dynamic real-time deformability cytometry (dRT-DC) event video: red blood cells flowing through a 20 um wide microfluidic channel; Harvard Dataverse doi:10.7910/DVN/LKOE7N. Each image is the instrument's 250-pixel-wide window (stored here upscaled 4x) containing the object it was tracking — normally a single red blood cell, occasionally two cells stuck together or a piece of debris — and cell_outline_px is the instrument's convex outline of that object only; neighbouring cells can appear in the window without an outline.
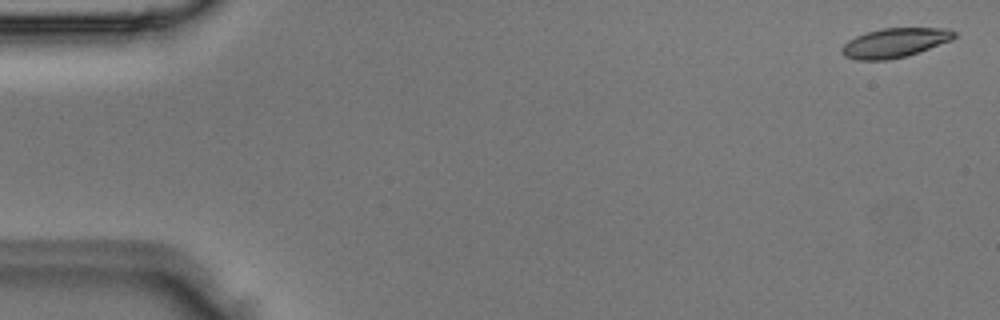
{"species": "Egyptian fruit bat (a non-hibernating species)", "species_latin": "Rousettus aegyptiacus", "temperature_condition": "room temperature", "stored_images_in_passage": 4, "camera_frame_rate_fps": 3000, "um_per_image_px": 0.085, "animal": {"sex": "male"}, "frame": {"image": 1, "passage_image": 1, "time_ms": 0.0, "image_size_px": [1000, 320], "cell_outline_px": [[956, 36], [952, 40], [920, 52], [908, 56], [888, 60], [856, 60], [844, 56], [840, 52], [840, 48], [848, 40], [856, 36], [880, 28], [948, 28], [956, 32]], "centroid_in_image_um": [76.05, 3.64], "position_along_channel_um": 8.9, "area_um2": 19.48}}
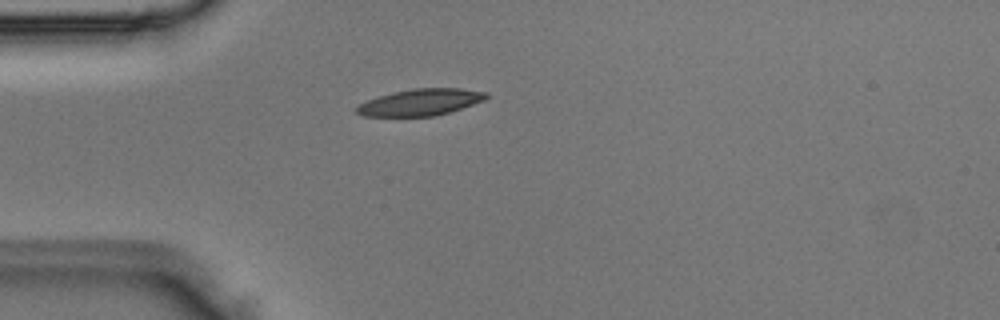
{"frame": {"image": 2, "passage_image": 4, "time_ms": 1.0, "image_size_px": [1000, 320], "cell_outline_px": [[488, 96], [484, 100], [448, 112], [432, 116], [360, 116], [356, 112], [356, 108], [360, 104], [368, 100], [392, 92], [412, 88], [460, 88], [488, 92]], "centroid_in_image_um": [35.73, 8.68], "position_along_channel_um": 49.3, "area_um2": 19.88}}